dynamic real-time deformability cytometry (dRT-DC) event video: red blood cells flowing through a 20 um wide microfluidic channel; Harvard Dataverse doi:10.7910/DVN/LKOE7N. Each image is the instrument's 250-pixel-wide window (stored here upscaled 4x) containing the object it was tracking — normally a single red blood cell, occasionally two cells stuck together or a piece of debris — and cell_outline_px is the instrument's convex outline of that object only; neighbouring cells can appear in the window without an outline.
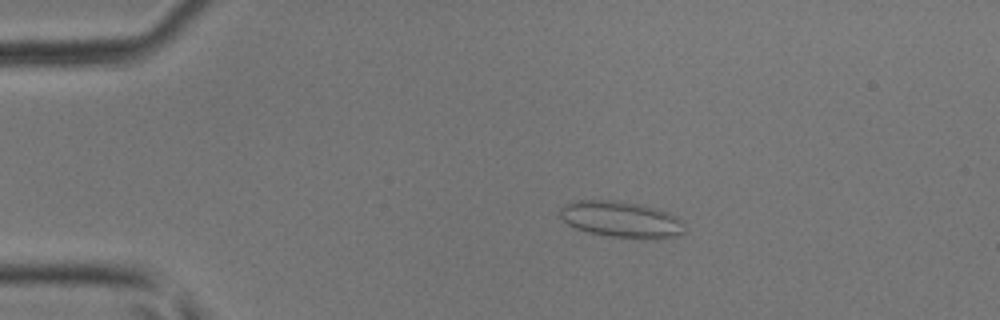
{"species": "common noctule bat (a hibernating species)", "species_latin": "Nyctalus noctula", "temperature_condition": "room temperature", "stored_images_in_passage": 47, "camera_frame_rate_fps": 3000, "um_per_image_px": 0.085, "animal": {"sex": "male", "body_mass_g": 17.9, "forearm_length_mm": 54.2}, "frame": {"image": 1, "passage_image": 10, "time_ms": 3.0, "image_size_px": [1000, 320], "cell_outline_px": [[684, 232], [676, 236], [612, 236], [588, 232], [572, 228], [560, 216], [560, 208], [568, 200], [616, 200], [644, 204], [668, 212], [684, 220]], "centroid_in_image_um": [52.73, 18.58], "position_along_channel_um": 32.3, "area_um2": 26.01}}
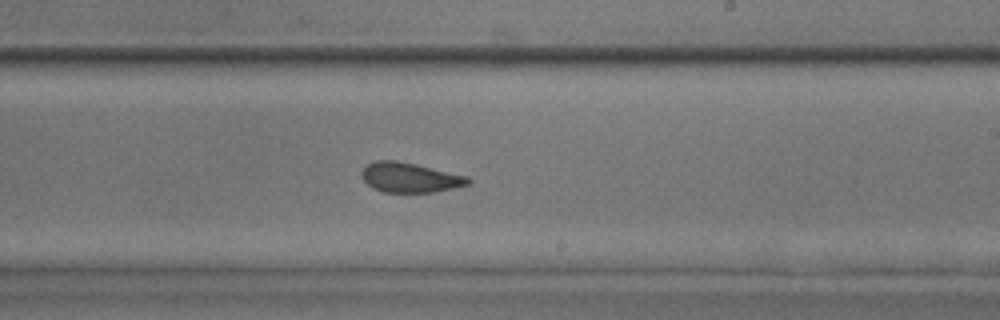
{"frame": {"image": 2, "passage_image": 29, "time_ms": 9.333, "image_size_px": [1000, 320], "cell_outline_px": [[472, 180], [468, 184], [452, 188], [432, 192], [384, 192], [372, 188], [364, 180], [360, 172], [372, 160], [396, 160], [416, 164], [468, 176]], "centroid_in_image_um": [34.82, 15.08], "position_along_channel_um": 254.2, "area_um2": 18.44}}
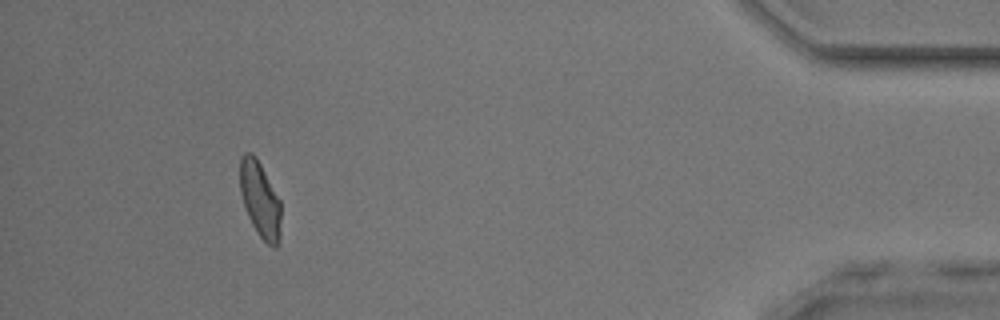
{"frame": {"image": 3, "passage_image": 44, "time_ms": 14.333, "image_size_px": [1000, 320], "cell_outline_px": [[280, 240], [276, 248], [272, 248], [260, 236], [252, 224], [248, 216], [240, 192], [240, 156], [244, 152], [252, 152], [256, 156], [280, 200]], "centroid_in_image_um": [22.1, 16.95], "position_along_channel_um": 413.1, "area_um2": 18.09}}